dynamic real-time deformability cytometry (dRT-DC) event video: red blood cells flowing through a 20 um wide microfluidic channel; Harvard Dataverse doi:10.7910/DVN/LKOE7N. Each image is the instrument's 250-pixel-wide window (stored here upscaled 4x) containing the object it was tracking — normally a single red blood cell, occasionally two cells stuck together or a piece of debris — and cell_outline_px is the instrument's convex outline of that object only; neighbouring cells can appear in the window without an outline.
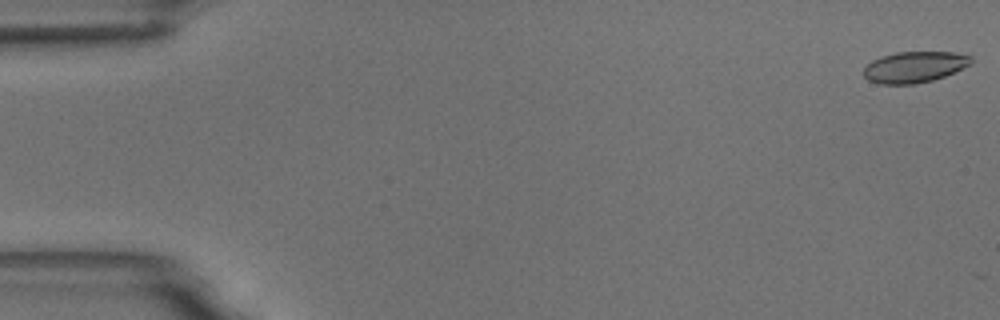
{"species": "common noctule bat (a hibernating species)", "species_latin": "Nyctalus noctula", "temperature_condition": "room temperature", "stored_images_in_passage": 5, "camera_frame_rate_fps": 3000, "um_per_image_px": 0.085, "animal": {"sex": "male", "body_mass_g": 18.8}, "frame": {"image": 1, "passage_image": 1, "time_ms": 0.0, "image_size_px": [1000, 320], "cell_outline_px": [[972, 64], [944, 76], [932, 80], [912, 84], [880, 84], [868, 80], [864, 76], [864, 68], [872, 60], [880, 56], [896, 52], [952, 52], [972, 56]], "centroid_in_image_um": [77.72, 5.69], "position_along_channel_um": 7.3, "area_um2": 19.42}}